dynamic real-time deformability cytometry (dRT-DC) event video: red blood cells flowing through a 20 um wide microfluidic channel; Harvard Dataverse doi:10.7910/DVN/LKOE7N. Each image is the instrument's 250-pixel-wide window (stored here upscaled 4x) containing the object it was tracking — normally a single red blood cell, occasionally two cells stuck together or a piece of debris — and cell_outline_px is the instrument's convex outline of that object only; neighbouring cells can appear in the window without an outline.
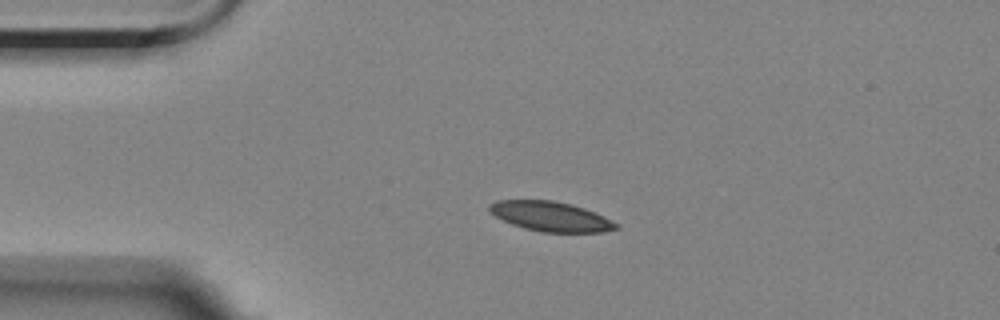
{"species": "Egyptian fruit bat (a non-hibernating species)", "species_latin": "Rousettus aegyptiacus", "temperature_condition": "room temperature", "stored_images_in_passage": 5, "segment_of_instrument_passage": [1, 2], "camera_frame_rate_fps": 3000, "um_per_image_px": 0.085, "animal": {"sex": "female"}, "frame": {"image": 1, "passage_image": 3, "time_ms": 2.333, "image_size_px": [1000, 320], "cell_outline_px": [[620, 228], [604, 232], [540, 232], [524, 228], [512, 224], [496, 216], [488, 208], [488, 204], [496, 200], [552, 200], [572, 204], [584, 208], [604, 216], [620, 224]], "centroid_in_image_um": [46.85, 18.4], "position_along_channel_um": 38.1, "area_um2": 22.02}}